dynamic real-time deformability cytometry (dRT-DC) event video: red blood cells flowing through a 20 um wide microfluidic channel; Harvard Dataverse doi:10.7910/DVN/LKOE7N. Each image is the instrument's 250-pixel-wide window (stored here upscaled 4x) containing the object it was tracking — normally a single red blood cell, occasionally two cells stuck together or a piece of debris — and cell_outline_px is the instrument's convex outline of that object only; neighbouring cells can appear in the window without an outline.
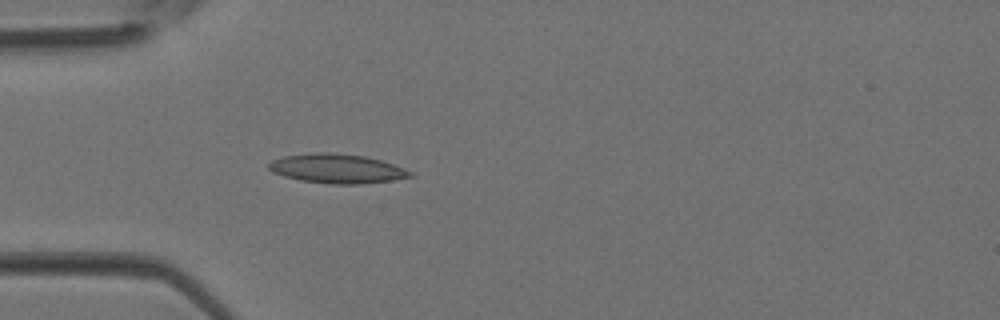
{"species": "Egyptian fruit bat (a non-hibernating species)", "species_latin": "Rousettus aegyptiacus", "temperature_condition": "room temperature", "stored_images_in_passage": 3, "camera_frame_rate_fps": 3000, "um_per_image_px": 0.085, "animal": {"sex": "female"}, "frame": {"image": 1, "passage_image": 3, "time_ms": 0.667, "image_size_px": [1000, 320], "cell_outline_px": [[416, 176], [392, 180], [360, 184], [328, 184], [300, 180], [284, 176], [272, 172], [268, 168], [268, 164], [272, 160], [284, 156], [316, 152], [320, 152], [364, 156], [380, 160], [392, 164], [412, 172]], "centroid_in_image_um": [28.63, 14.34], "position_along_channel_um": 56.4, "area_um2": 23.93}}